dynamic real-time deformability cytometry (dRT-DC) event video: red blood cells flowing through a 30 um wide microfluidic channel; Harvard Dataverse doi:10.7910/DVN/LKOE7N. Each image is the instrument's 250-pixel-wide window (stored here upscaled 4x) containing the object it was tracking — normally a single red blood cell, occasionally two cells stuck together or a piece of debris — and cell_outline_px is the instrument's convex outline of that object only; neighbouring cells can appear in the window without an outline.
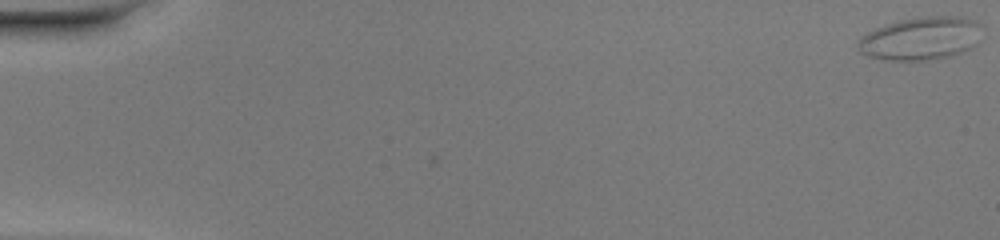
{"species": "common noctule bat (a hibernating species)", "species_latin": "Nyctalus noctula", "temperature_condition": "warm", "stored_images_in_passage": 52, "camera_frame_rate_fps": 3000, "um_per_image_px": 0.085, "animal": {"sex": "female", "body_mass_g": 20.0, "forearm_length_mm": 54.0}, "frame": {"image": 1, "passage_image": 1, "time_ms": 0.0, "image_size_px": [1000, 240], "cell_outline_px": [[980, 24], [976, 44], [972, 48], [952, 56], [924, 60], [884, 60], [868, 56], [860, 52], [856, 44], [856, 40], [860, 36], [876, 28], [900, 20], [924, 16], [964, 16]], "centroid_in_image_um": [78.23, 3.27], "position_along_channel_um": 6.8, "area_um2": 31.1}}
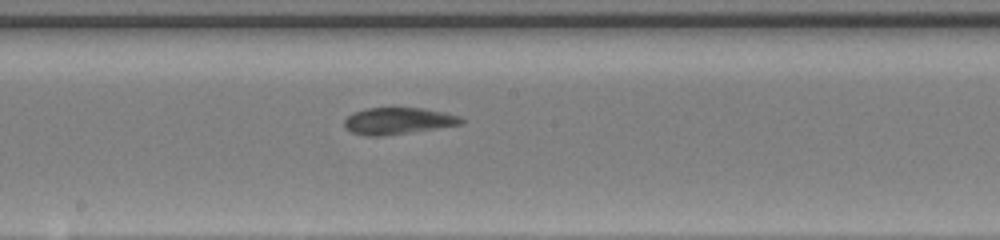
{"frame": {"image": 2, "passage_image": 29, "time_ms": 9.333, "image_size_px": [1000, 240], "cell_outline_px": [[464, 124], [380, 136], [364, 136], [352, 132], [344, 128], [344, 120], [352, 112], [368, 108], [424, 108], [444, 112], [460, 116], [464, 120]], "centroid_in_image_um": [33.82, 10.27], "position_along_channel_um": 214.4, "area_um2": 18.15}}
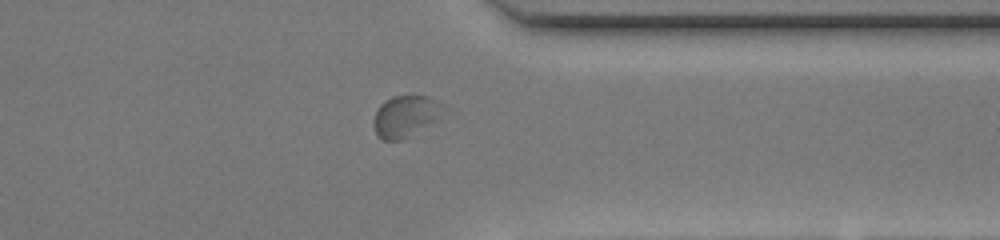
{"frame": {"image": 3, "passage_image": 41, "time_ms": 13.333, "image_size_px": [1000, 240], "cell_outline_px": [[440, 120], [404, 140], [384, 140], [376, 132], [372, 124], [372, 120], [380, 104], [384, 100], [392, 96], [428, 96], [436, 100]], "centroid_in_image_um": [34.4, 9.91], "position_along_channel_um": 377.0, "area_um2": 16.7}}